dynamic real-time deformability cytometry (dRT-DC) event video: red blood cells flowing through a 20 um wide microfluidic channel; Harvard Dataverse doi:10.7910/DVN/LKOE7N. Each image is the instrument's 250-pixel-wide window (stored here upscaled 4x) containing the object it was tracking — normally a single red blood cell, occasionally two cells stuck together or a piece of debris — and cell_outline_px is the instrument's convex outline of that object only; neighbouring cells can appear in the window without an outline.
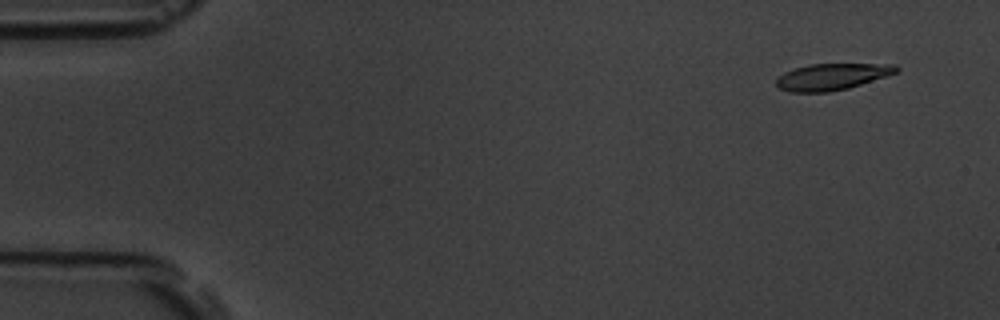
{"species": "common noctule bat (a hibernating species)", "species_latin": "Nyctalus noctula", "temperature_condition": "room temperature", "stored_images_in_passage": 4, "camera_frame_rate_fps": 3000, "um_per_image_px": 0.085, "animal": {"sex": "male", "body_mass_g": 19.5, "forearm_length_mm": 54.6}, "frame": {"image": 1, "passage_image": 1, "time_ms": 0.0, "image_size_px": [1000, 320], "cell_outline_px": [[900, 72], [848, 88], [828, 92], [788, 92], [780, 88], [776, 84], [776, 76], [784, 72], [808, 64], [896, 64], [900, 68]], "centroid_in_image_um": [70.73, 6.51], "position_along_channel_um": 14.3, "area_um2": 18.67}}
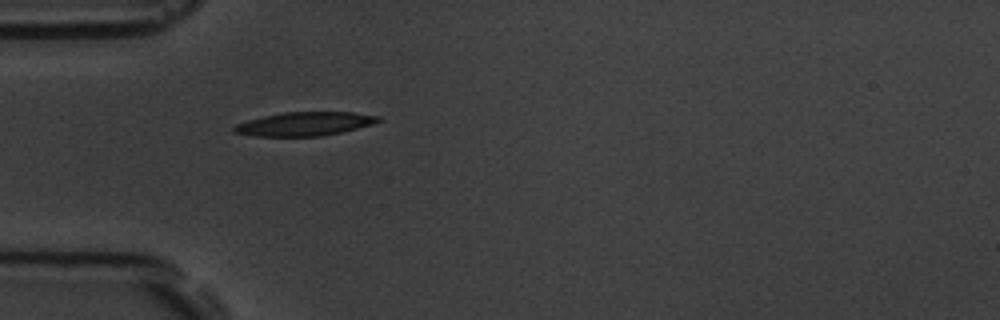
{"frame": {"image": 2, "passage_image": 4, "time_ms": 4.333, "image_size_px": [1000, 320], "cell_outline_px": [[384, 120], [372, 124], [340, 132], [320, 136], [256, 136], [232, 132], [232, 128], [236, 124], [248, 120], [264, 116], [284, 112], [352, 112], [380, 116]], "centroid_in_image_um": [25.9, 10.52], "position_along_channel_um": 59.1, "area_um2": 19.83}}